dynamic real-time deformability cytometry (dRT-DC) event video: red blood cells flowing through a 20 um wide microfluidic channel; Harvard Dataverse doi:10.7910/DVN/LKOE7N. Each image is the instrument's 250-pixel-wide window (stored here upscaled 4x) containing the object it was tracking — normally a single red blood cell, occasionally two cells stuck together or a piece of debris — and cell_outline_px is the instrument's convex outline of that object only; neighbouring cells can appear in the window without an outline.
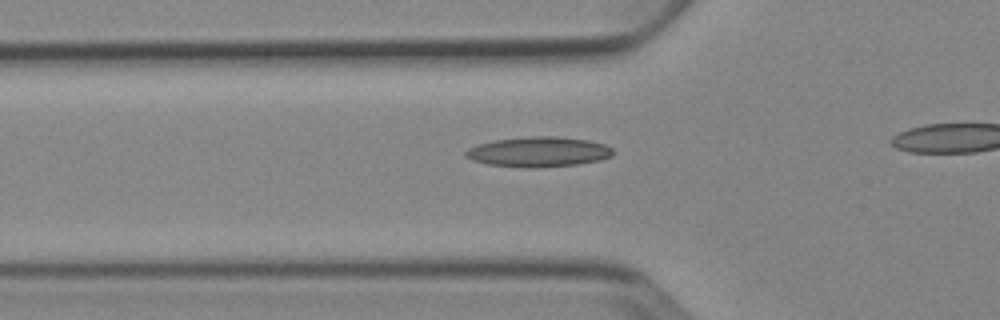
{"species": "Egyptian fruit bat (a non-hibernating species)", "species_latin": "Rousettus aegyptiacus", "temperature_condition": "cold", "stored_images_in_passage": 25, "camera_frame_rate_fps": 3000, "um_per_image_px": 0.085, "animal": {"sex": "female"}, "frame": {"image": 1, "passage_image": 13, "time_ms": 4.0, "image_size_px": [1000, 320], "cell_outline_px": [[612, 156], [600, 160], [576, 164], [532, 168], [524, 168], [488, 164], [472, 160], [464, 156], [464, 152], [468, 148], [476, 144], [496, 140], [528, 136], [556, 136], [588, 140], [604, 144], [612, 148]], "centroid_in_image_um": [45.74, 12.9], "position_along_channel_um": 80.1, "area_um2": 25.84}}
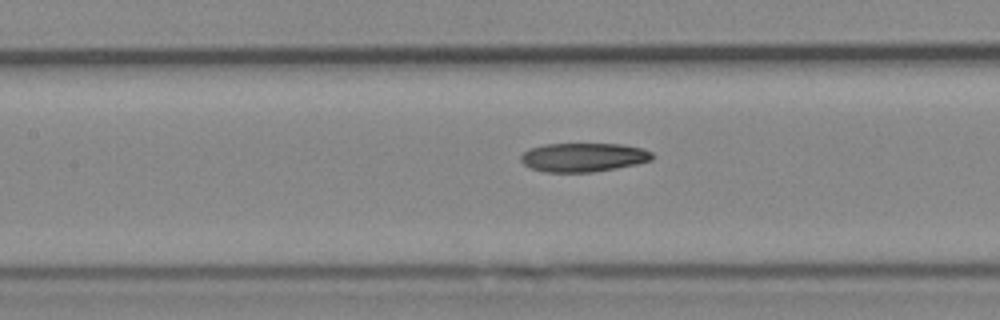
{"frame": {"image": 2, "passage_image": 19, "time_ms": 6.0, "image_size_px": [1000, 320], "cell_outline_px": [[652, 160], [636, 164], [616, 168], [592, 172], [544, 172], [532, 168], [524, 164], [520, 160], [520, 156], [528, 148], [544, 144], [620, 144], [640, 148], [652, 152]], "centroid_in_image_um": [49.55, 13.37], "position_along_channel_um": 157.9, "area_um2": 22.02}}
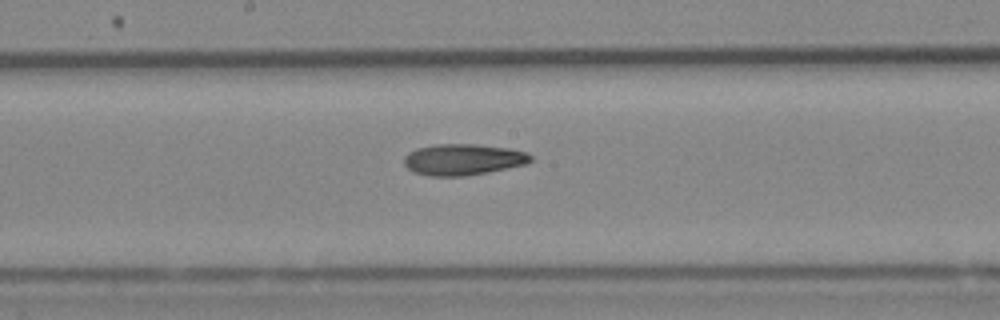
{"frame": {"image": 3, "passage_image": 23, "time_ms": 7.333, "image_size_px": [1000, 320], "cell_outline_px": [[532, 160], [528, 164], [488, 172], [464, 176], [428, 176], [412, 172], [404, 164], [404, 156], [408, 152], [416, 148], [436, 144], [476, 144], [508, 148], [524, 152], [532, 156]], "centroid_in_image_um": [39.33, 13.56], "position_along_channel_um": 208.9, "area_um2": 23.18}}